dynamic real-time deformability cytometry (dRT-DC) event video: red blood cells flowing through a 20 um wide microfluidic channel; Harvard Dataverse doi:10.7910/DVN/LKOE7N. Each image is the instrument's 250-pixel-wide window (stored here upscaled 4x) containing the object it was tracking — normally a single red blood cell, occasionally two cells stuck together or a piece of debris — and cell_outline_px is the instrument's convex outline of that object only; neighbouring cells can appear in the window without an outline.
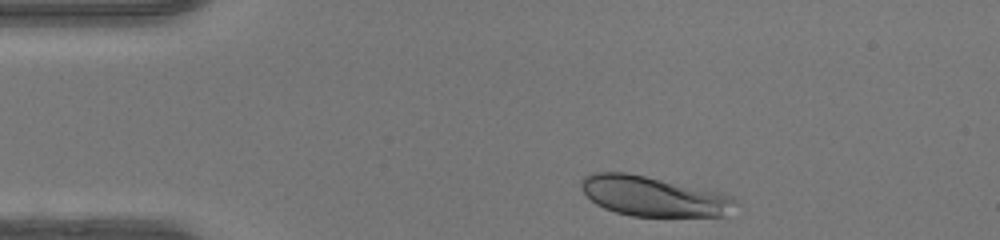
{"species": "human", "species_latin": "Homo sapiens", "temperature_condition": "warm", "stored_images_in_passage": 33, "camera_frame_rate_fps": 3000, "um_per_image_px": 0.085, "donor": {"sex": "female"}, "frame": {"image": 1, "passage_image": 2, "time_ms": 0.333, "image_size_px": [1000, 240], "cell_outline_px": [[736, 200], [724, 216], [632, 216], [616, 212], [604, 208], [596, 204], [580, 188], [580, 180], [584, 176], [592, 172], [624, 172], [724, 192], [732, 196]], "centroid_in_image_um": [55.5, 16.67], "position_along_channel_um": 29.5, "area_um2": 35.72}}
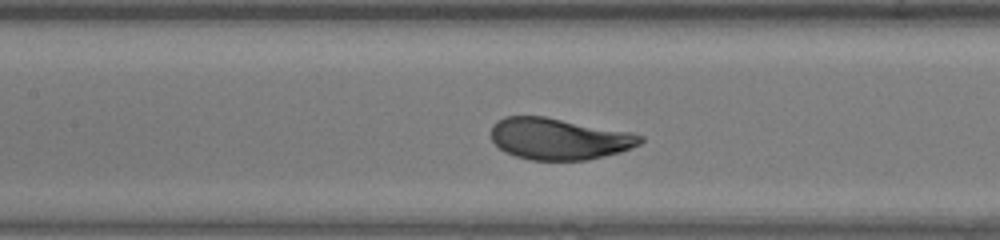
{"frame": {"image": 2, "passage_image": 15, "time_ms": 4.667, "image_size_px": [1000, 240], "cell_outline_px": [[644, 140], [640, 144], [620, 152], [588, 160], [528, 160], [504, 152], [492, 140], [492, 124], [496, 120], [504, 116], [544, 116], [632, 132], [644, 136]], "centroid_in_image_um": [47.52, 11.79], "position_along_channel_um": 159.9, "area_um2": 36.3}}
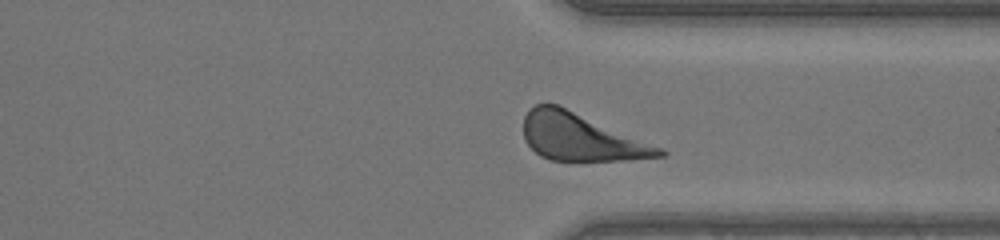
{"frame": {"image": 3, "passage_image": 29, "time_ms": 9.333, "image_size_px": [1000, 240], "cell_outline_px": [[668, 152], [664, 156], [624, 160], [576, 164], [552, 160], [540, 156], [524, 140], [524, 116], [528, 108], [536, 104], [556, 104], [660, 148]], "centroid_in_image_um": [49.3, 11.72], "position_along_channel_um": 362.1, "area_um2": 37.45}, "authors_computed_cell_mechanics": {"area_um2": 36.6452, "velocity_mm_per_s": 4.3296, "shape_relaxation_time_tau1_ms": 2.0389, "shape_relaxation_time_tau2_ms": null, "deformation_change_tau1": 0.1625, "deformation_change_tau2": null}}